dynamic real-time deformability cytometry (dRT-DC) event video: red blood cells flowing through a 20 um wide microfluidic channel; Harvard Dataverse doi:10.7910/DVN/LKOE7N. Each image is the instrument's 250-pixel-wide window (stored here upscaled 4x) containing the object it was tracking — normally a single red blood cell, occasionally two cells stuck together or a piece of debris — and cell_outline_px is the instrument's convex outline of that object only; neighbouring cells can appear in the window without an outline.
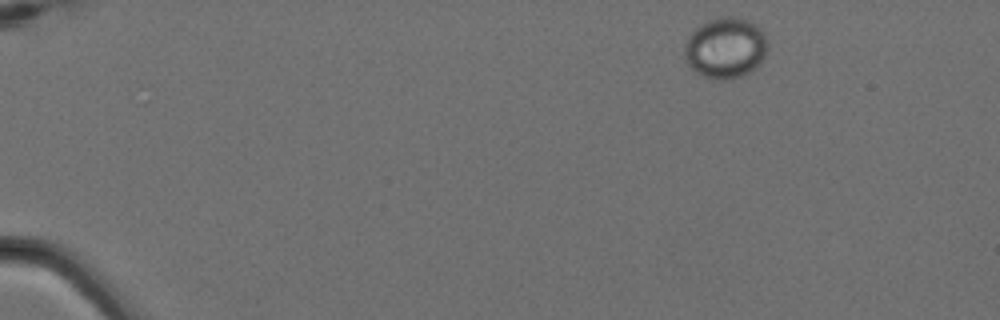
{"species": "Egyptian fruit bat (a non-hibernating species)", "species_latin": "Rousettus aegyptiacus", "temperature_condition": "cold", "stored_images_in_passage": 13, "camera_frame_rate_fps": 3000, "um_per_image_px": 0.085, "animal": {"sex": "female"}, "frame": {"image": 1, "passage_image": 1, "time_ms": 0.0, "image_size_px": [1000, 320], "cell_outline_px": [[768, 48], [764, 56], [756, 68], [752, 72], [740, 76], [724, 80], [716, 80], [704, 76], [696, 72], [688, 64], [684, 56], [684, 44], [688, 36], [696, 28], [708, 20], [720, 16], [736, 16], [748, 20], [760, 28], [764, 32], [768, 44]], "centroid_in_image_um": [61.67, 4.06], "position_along_channel_um": 23.3, "area_um2": 29.77}}
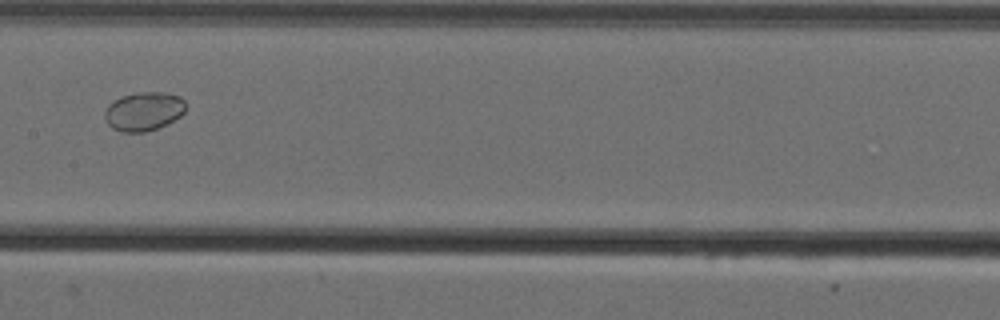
{"frame": {"image": 2, "passage_image": 7, "time_ms": 2.0, "image_size_px": [1000, 320], "cell_outline_px": [[184, 112], [180, 116], [156, 128], [144, 132], [120, 132], [112, 128], [108, 124], [104, 116], [104, 112], [108, 104], [120, 96], [140, 92], [164, 92], [180, 96], [184, 100]], "centroid_in_image_um": [12.17, 9.45], "position_along_channel_um": 195.2, "area_um2": 18.21}}
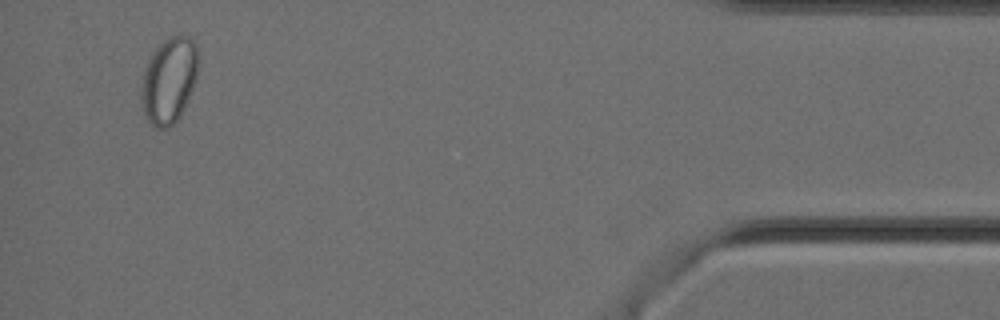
{"frame": {"image": 3, "passage_image": 13, "time_ms": 4.0, "image_size_px": [1000, 320], "cell_outline_px": [[200, 60], [196, 80], [184, 108], [180, 116], [168, 128], [156, 128], [144, 116], [140, 92], [144, 68], [148, 60], [156, 48], [168, 36], [192, 36], [196, 44]], "centroid_in_image_um": [14.38, 6.8], "position_along_channel_um": 420.8, "area_um2": 28.84}}